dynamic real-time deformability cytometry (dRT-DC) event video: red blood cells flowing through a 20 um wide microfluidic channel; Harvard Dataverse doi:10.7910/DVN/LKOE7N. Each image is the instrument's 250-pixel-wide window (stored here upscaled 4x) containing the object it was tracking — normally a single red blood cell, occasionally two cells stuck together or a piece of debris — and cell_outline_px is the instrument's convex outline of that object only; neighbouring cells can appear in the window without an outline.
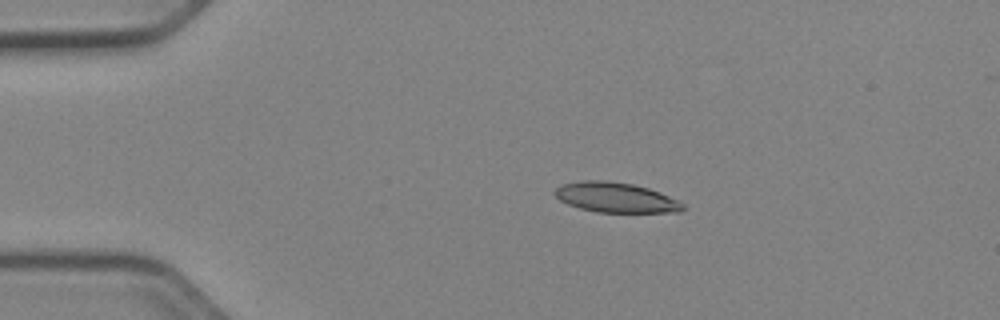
{"species": "Egyptian fruit bat (a non-hibernating species)", "species_latin": "Rousettus aegyptiacus", "temperature_condition": "cold", "stored_images_in_passage": 42, "camera_frame_rate_fps": 3000, "um_per_image_px": 0.085, "animal": {"sex": "female"}, "frame": {"image": 1, "passage_image": 1, "time_ms": 0.0, "image_size_px": [1000, 320], "cell_outline_px": [[684, 208], [680, 212], [596, 212], [580, 208], [568, 204], [560, 200], [552, 192], [560, 184], [580, 180], [604, 180], [632, 184], [648, 188], [660, 192], [680, 200], [684, 204]], "centroid_in_image_um": [52.33, 16.78], "position_along_channel_um": 32.7, "area_um2": 22.54}}
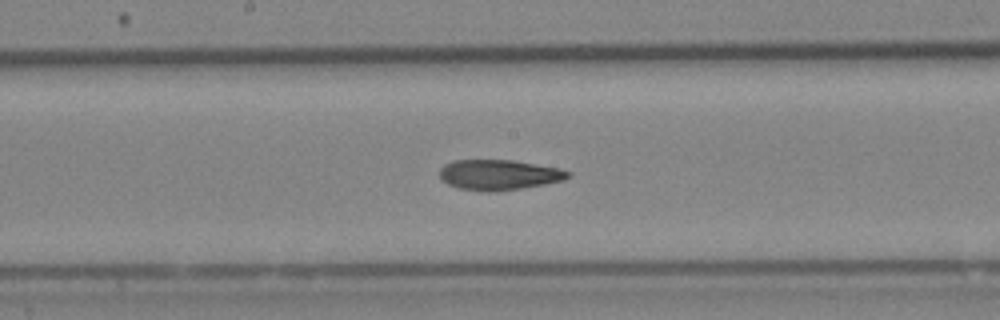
{"frame": {"image": 2, "passage_image": 18, "time_ms": 5.667, "image_size_px": [1000, 320], "cell_outline_px": [[572, 176], [564, 180], [544, 184], [520, 188], [492, 192], [488, 192], [460, 188], [448, 184], [440, 180], [440, 168], [444, 164], [452, 160], [512, 160], [560, 168], [572, 172]], "centroid_in_image_um": [42.41, 14.85], "position_along_channel_um": 205.8, "area_um2": 22.77}}
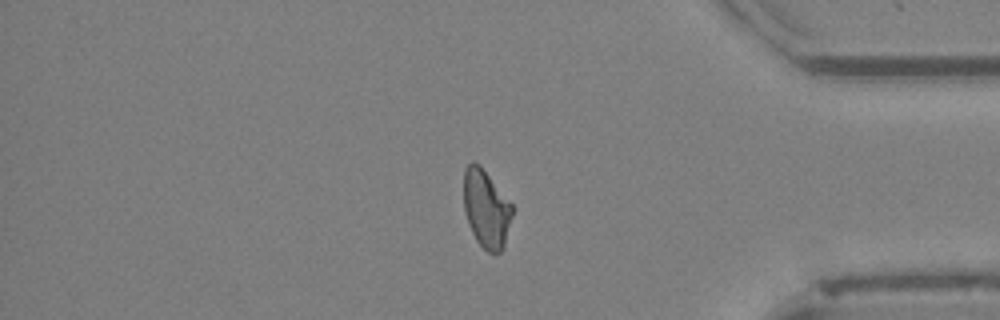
{"frame": {"image": 3, "passage_image": 34, "time_ms": 11.0, "image_size_px": [1000, 320], "cell_outline_px": [[512, 216], [504, 248], [500, 252], [488, 252], [476, 240], [468, 224], [464, 212], [464, 168], [472, 160], [480, 164], [512, 204]], "centroid_in_image_um": [41.31, 17.72], "position_along_channel_um": 393.9, "area_um2": 22.14}, "authors_computed_cell_mechanics": {"area_um2": 22.6576, "velocity_mm_per_s": 3.9581, "shape_relaxation_time_tau1_ms": 8.5972, "shape_relaxation_time_tau2_ms": 5.0203, "deformation_change_tau1": 0.245, "deformation_change_tau2": 0.1388}}